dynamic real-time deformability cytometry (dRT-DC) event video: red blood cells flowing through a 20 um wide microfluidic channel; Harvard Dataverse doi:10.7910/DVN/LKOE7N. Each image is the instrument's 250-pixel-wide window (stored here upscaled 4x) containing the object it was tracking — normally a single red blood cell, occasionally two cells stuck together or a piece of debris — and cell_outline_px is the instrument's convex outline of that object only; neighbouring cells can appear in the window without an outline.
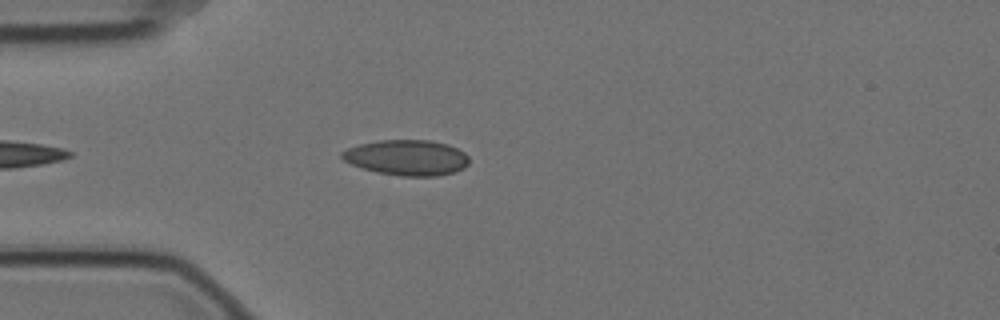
{"species": "Egyptian fruit bat (a non-hibernating species)", "species_latin": "Rousettus aegyptiacus", "temperature_condition": "cold", "stored_images_in_passage": 8, "camera_frame_rate_fps": 3000, "um_per_image_px": 0.085, "animal": {"sex": "female"}, "frame": {"image": 1, "passage_image": 4, "time_ms": 1.0, "image_size_px": [1000, 320], "cell_outline_px": [[468, 164], [464, 168], [456, 172], [436, 176], [400, 176], [376, 172], [352, 164], [344, 160], [340, 156], [340, 152], [348, 148], [360, 144], [380, 140], [432, 140], [448, 144], [464, 152], [468, 156]], "centroid_in_image_um": [34.6, 13.39], "position_along_channel_um": 50.4, "area_um2": 26.36}}